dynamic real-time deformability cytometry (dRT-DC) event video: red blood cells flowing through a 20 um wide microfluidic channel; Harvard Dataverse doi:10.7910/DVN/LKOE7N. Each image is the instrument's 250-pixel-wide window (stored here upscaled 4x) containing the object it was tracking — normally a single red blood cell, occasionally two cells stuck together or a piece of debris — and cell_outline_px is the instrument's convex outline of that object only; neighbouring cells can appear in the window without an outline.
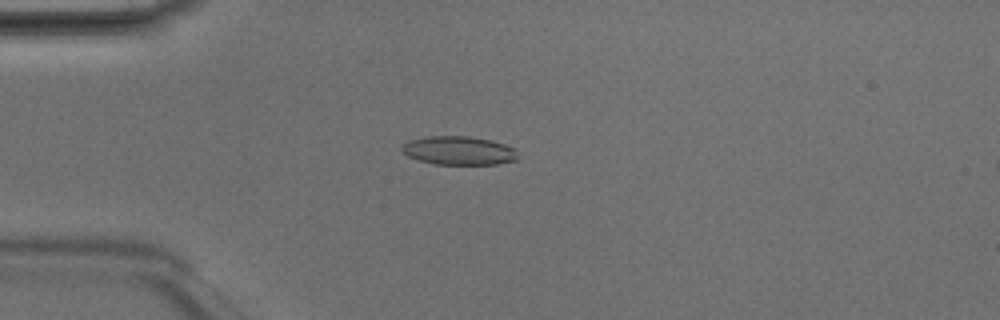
{"species": "Egyptian fruit bat (a non-hibernating species)", "species_latin": "Rousettus aegyptiacus", "temperature_condition": "room temperature", "stored_images_in_passage": 49, "camera_frame_rate_fps": 3000, "um_per_image_px": 0.085, "animal": {"sex": "male"}, "frame": {"image": 1, "passage_image": 13, "time_ms": 4.0, "image_size_px": [1000, 320], "cell_outline_px": [[516, 160], [496, 164], [432, 164], [408, 156], [400, 148], [408, 140], [428, 136], [468, 136], [488, 140], [504, 144], [512, 148], [516, 152]], "centroid_in_image_um": [38.95, 12.8], "position_along_channel_um": 46.1, "area_um2": 19.07}}
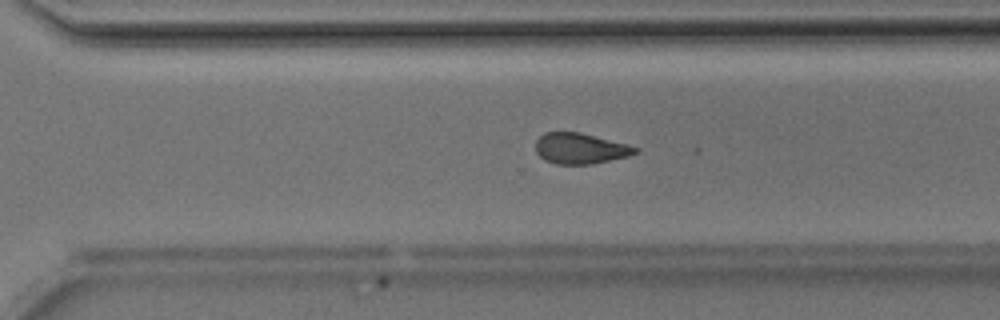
{"frame": {"image": 2, "passage_image": 34, "time_ms": 11.0, "image_size_px": [1000, 320], "cell_outline_px": [[640, 152], [628, 156], [592, 164], [556, 164], [544, 160], [536, 152], [536, 140], [544, 132], [580, 132], [628, 144], [640, 148]], "centroid_in_image_um": [49.34, 12.62], "position_along_channel_um": 321.3, "area_um2": 17.98}}
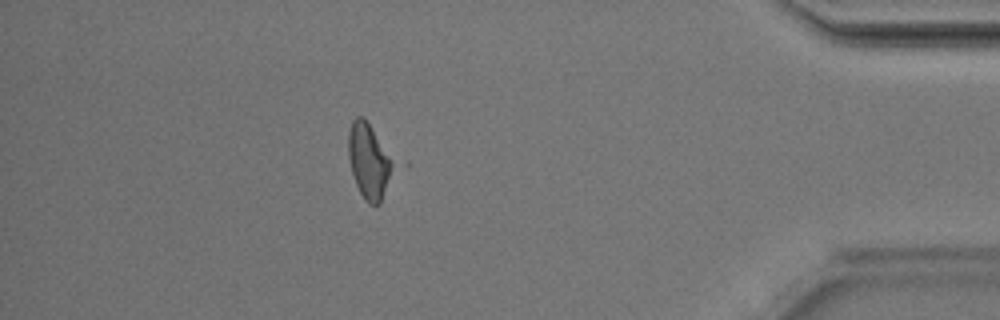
{"frame": {"image": 3, "passage_image": 43, "time_ms": 14.0, "image_size_px": [1000, 320], "cell_outline_px": [[396, 164], [380, 204], [368, 204], [364, 200], [356, 184], [352, 172], [348, 156], [348, 132], [352, 120], [356, 116], [364, 116]], "centroid_in_image_um": [31.36, 13.68], "position_along_channel_um": 403.8, "area_um2": 19.65}, "authors_computed_cell_mechanics": {"area_um2": 19.4208, "velocity_mm_per_s": 4.1955, "shape_relaxation_time_tau1_ms": 5.869, "shape_relaxation_time_tau2_ms": 2.5673, "deformation_change_tau1": 0.1306, "deformation_change_tau2": 0.0873}}